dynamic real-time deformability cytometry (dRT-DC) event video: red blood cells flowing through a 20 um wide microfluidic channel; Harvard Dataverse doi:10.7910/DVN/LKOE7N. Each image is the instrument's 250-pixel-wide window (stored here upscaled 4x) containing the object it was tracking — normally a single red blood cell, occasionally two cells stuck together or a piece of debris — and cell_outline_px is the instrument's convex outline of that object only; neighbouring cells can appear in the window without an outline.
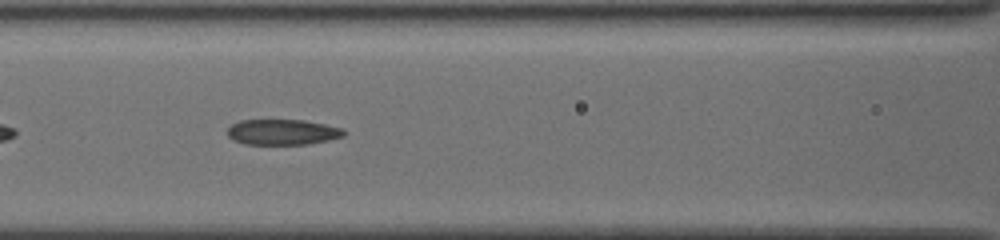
{"species": "common noctule bat (a hibernating species)", "species_latin": "Nyctalus noctula", "temperature_condition": "cold", "stored_images_in_passage": 19, "camera_frame_rate_fps": 3000, "um_per_image_px": 0.085, "animal": {"sex": "female", "body_mass_g": 19.5, "forearm_length_mm": 54.1}, "frame": {"image": 1, "passage_image": 16, "time_ms": 8.667, "image_size_px": [1000, 240], "cell_outline_px": [[348, 132], [344, 136], [328, 140], [308, 144], [244, 144], [232, 140], [228, 136], [228, 128], [232, 124], [240, 120], [304, 120], [344, 128]], "centroid_in_image_um": [24.04, 11.22], "position_along_channel_um": 142.6, "area_um2": 17.46}}
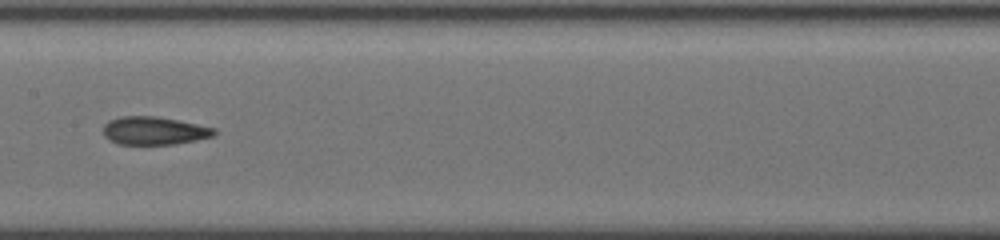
{"frame": {"image": 2, "passage_image": 18, "time_ms": 10.0, "image_size_px": [1000, 240], "cell_outline_px": [[216, 136], [176, 144], [120, 144], [108, 140], [104, 136], [104, 124], [108, 120], [120, 116], [160, 116], [180, 120], [216, 128]], "centroid_in_image_um": [13.12, 11.1], "position_along_channel_um": 194.3, "area_um2": 18.44}}